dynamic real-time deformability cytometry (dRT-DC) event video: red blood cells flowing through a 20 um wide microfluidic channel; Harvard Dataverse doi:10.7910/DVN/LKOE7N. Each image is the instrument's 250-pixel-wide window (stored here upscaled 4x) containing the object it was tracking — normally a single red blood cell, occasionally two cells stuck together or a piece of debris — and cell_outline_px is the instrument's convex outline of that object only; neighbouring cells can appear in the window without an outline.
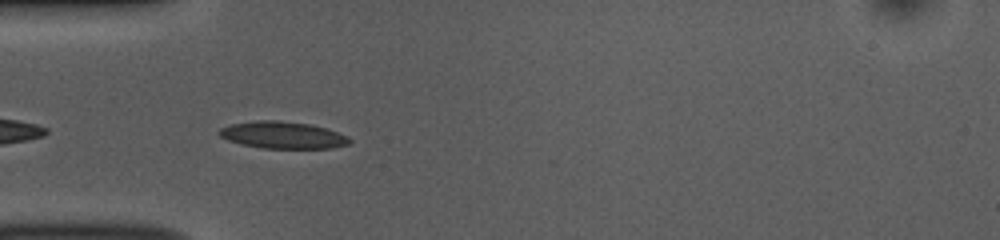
{"species": "common noctule bat (a hibernating species)", "species_latin": "Nyctalus noctula", "temperature_condition": "room temperature", "stored_images_in_passage": 38, "camera_frame_rate_fps": 3000, "um_per_image_px": 0.085, "animal": {"sex": "female", "body_mass_g": 10.0, "forearm_length_mm": 53.1}, "frame": {"image": 1, "passage_image": 2, "time_ms": 0.333, "image_size_px": [1000, 240], "cell_outline_px": [[352, 140], [348, 144], [332, 148], [264, 148], [244, 144], [228, 140], [220, 136], [216, 132], [220, 128], [232, 124], [256, 120], [280, 120], [308, 124], [328, 128], [348, 136]], "centroid_in_image_um": [24.05, 11.47], "position_along_channel_um": 60.9, "area_um2": 20.46}}
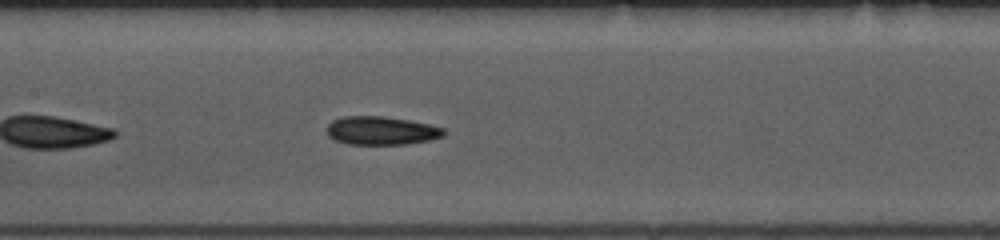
{"frame": {"image": 2, "passage_image": 11, "time_ms": 3.333, "image_size_px": [1000, 240], "cell_outline_px": [[448, 132], [444, 136], [428, 140], [404, 144], [348, 144], [336, 140], [328, 136], [328, 124], [332, 120], [344, 116], [384, 116], [408, 120], [428, 124], [444, 128]], "centroid_in_image_um": [32.43, 11.1], "position_along_channel_um": 175.0, "area_um2": 19.31}}
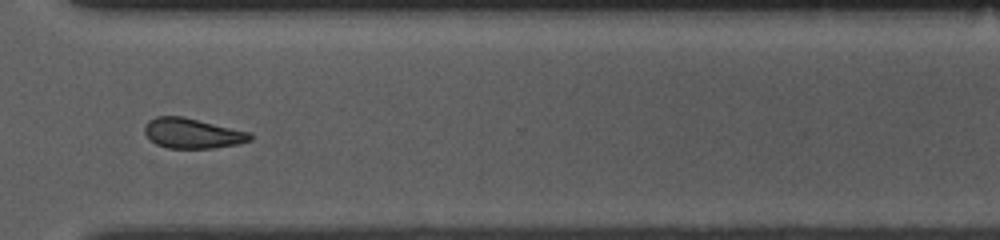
{"frame": {"image": 3, "passage_image": 25, "time_ms": 8.0, "image_size_px": [1000, 240], "cell_outline_px": [[252, 140], [240, 144], [212, 148], [168, 148], [156, 144], [144, 132], [144, 124], [148, 120], [156, 116], [184, 116], [252, 132]], "centroid_in_image_um": [16.39, 11.32], "position_along_channel_um": 354.2, "area_um2": 18.79}, "authors_computed_cell_mechanics": {"area_um2": 19.1318, "velocity_mm_per_s": 3.8478, "shape_relaxation_time_tau1_ms": 7.2737, "shape_relaxation_time_tau2_ms": 4.5718, "deformation_change_tau1": 0.1283, "deformation_change_tau2": 0.11}}